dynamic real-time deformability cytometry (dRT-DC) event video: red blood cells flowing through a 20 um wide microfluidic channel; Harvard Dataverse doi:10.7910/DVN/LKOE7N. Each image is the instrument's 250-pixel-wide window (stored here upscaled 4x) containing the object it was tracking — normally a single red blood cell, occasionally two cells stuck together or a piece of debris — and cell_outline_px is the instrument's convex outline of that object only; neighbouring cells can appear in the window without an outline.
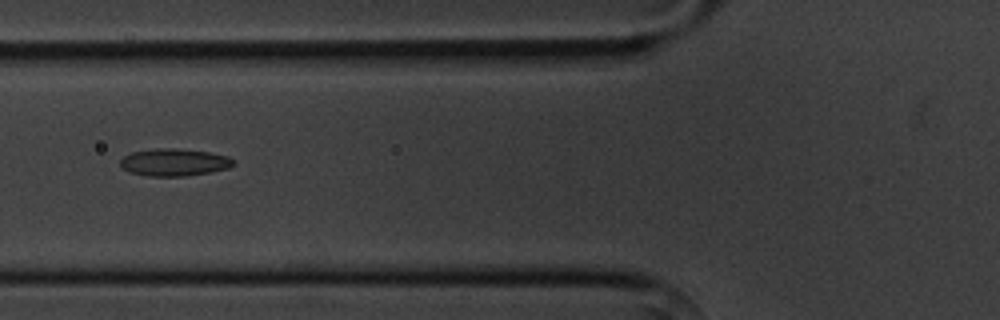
{"species": "common noctule bat (a hibernating species)", "species_latin": "Nyctalus noctula", "temperature_condition": "cold", "stored_images_in_passage": 7, "camera_frame_rate_fps": 3000, "um_per_image_px": 0.085, "animal": {"sex": "male", "body_mass_g": 20.1, "forearm_length_mm": 53.5}, "frame": {"image": 1, "passage_image": 5, "time_ms": 5.667, "image_size_px": [1000, 320], "cell_outline_px": [[236, 164], [228, 168], [188, 176], [144, 176], [132, 172], [124, 168], [120, 164], [120, 160], [124, 156], [132, 152], [156, 148], [176, 148], [208, 152], [228, 156]], "centroid_in_image_um": [14.81, 13.79], "position_along_channel_um": 111.0, "area_um2": 17.92}}
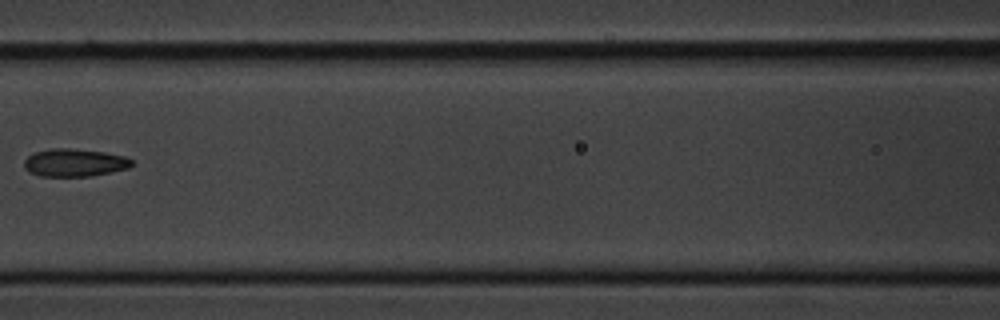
{"frame": {"image": 2, "passage_image": 6, "time_ms": 7.0, "image_size_px": [1000, 320], "cell_outline_px": [[132, 164], [128, 168], [92, 176], [40, 176], [28, 172], [24, 168], [24, 160], [28, 156], [36, 152], [52, 148], [68, 148], [104, 152], [124, 156], [132, 160]], "centroid_in_image_um": [6.3, 13.83], "position_along_channel_um": 160.3, "area_um2": 17.34}}
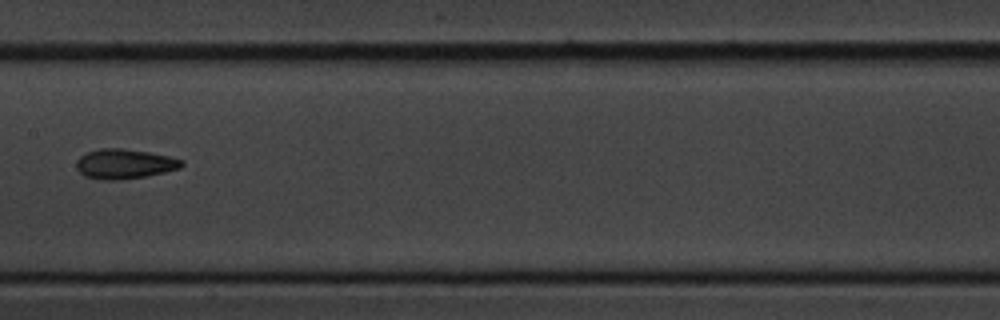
{"frame": {"image": 3, "passage_image": 7, "time_ms": 8.0, "image_size_px": [1000, 320], "cell_outline_px": [[184, 164], [180, 168], [164, 172], [124, 180], [104, 180], [84, 176], [76, 168], [76, 160], [80, 156], [88, 152], [100, 148], [124, 148], [148, 152], [168, 156], [184, 160]], "centroid_in_image_um": [10.57, 13.93], "position_along_channel_um": 196.8, "area_um2": 18.32}}